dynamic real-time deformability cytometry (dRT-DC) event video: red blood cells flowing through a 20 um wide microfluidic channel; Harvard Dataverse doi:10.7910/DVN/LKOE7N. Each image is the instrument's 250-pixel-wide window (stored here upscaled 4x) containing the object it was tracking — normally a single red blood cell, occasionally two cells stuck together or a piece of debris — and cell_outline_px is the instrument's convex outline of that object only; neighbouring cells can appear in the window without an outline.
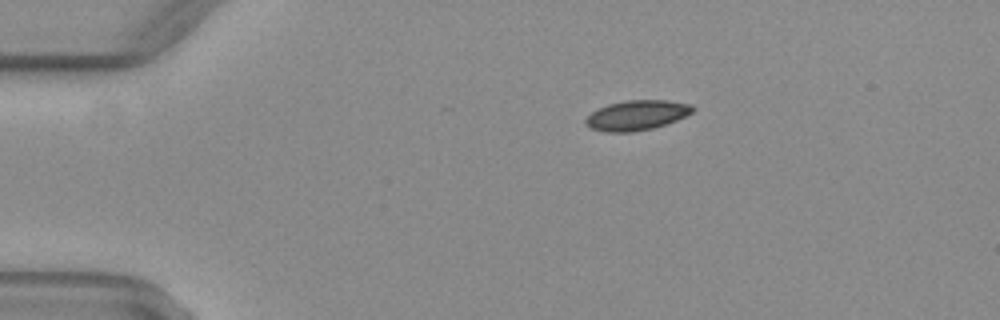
{"species": "common noctule bat (a hibernating species)", "species_latin": "Nyctalus noctula", "temperature_condition": "warm", "stored_images_in_passage": 43, "camera_frame_rate_fps": 3000, "um_per_image_px": 0.085, "animal": {"sex": "female", "body_mass_g": 29.2, "forearm_length_mm": 56.3}, "frame": {"image": 1, "passage_image": 1, "time_ms": 0.0, "image_size_px": [1000, 320], "cell_outline_px": [[696, 108], [692, 112], [676, 120], [652, 128], [632, 132], [604, 132], [592, 128], [584, 120], [592, 112], [608, 104], [628, 100], [664, 100], [692, 104]], "centroid_in_image_um": [54.14, 9.79], "position_along_channel_um": 30.9, "area_um2": 18.38}}
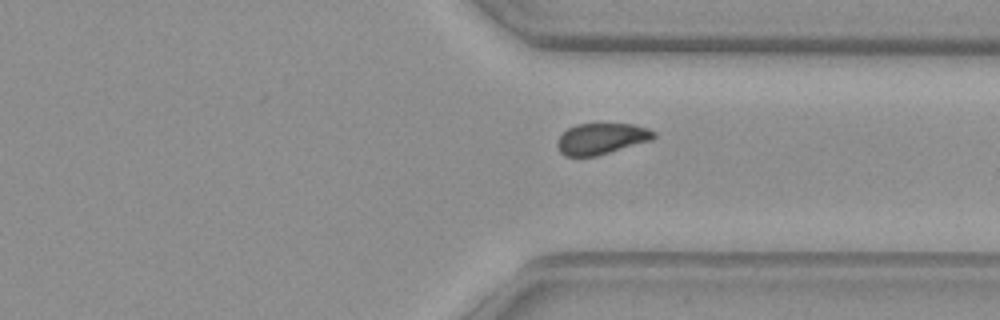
{"frame": {"image": 2, "passage_image": 30, "time_ms": 9.667, "image_size_px": [1000, 320], "cell_outline_px": [[656, 136], [652, 140], [596, 156], [564, 156], [560, 152], [556, 144], [556, 140], [568, 128], [576, 124], [632, 124], [648, 128], [656, 132]], "centroid_in_image_um": [51.12, 11.79], "position_along_channel_um": 360.3, "area_um2": 17.51}}
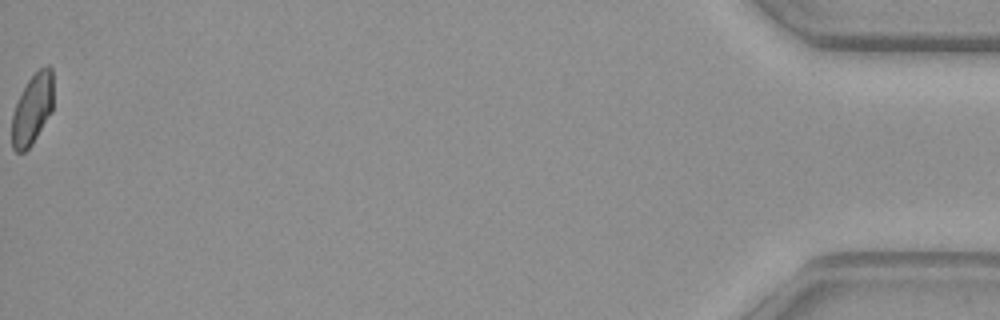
{"frame": {"image": 3, "passage_image": 43, "time_ms": 14.0, "image_size_px": [1000, 320], "cell_outline_px": [[52, 112], [32, 144], [24, 152], [16, 152], [12, 148], [12, 112], [28, 80], [40, 68], [48, 64], [52, 68]], "centroid_in_image_um": [2.75, 9.29], "position_along_channel_um": 432.5, "area_um2": 16.94}, "authors_computed_cell_mechanics": {"area_um2": 18.3804, "velocity_mm_per_s": 4.0338, "shape_relaxation_time_tau1_ms": null, "shape_relaxation_time_tau2_ms": 1.5631, "deformation_change_tau1": null, "deformation_change_tau2": 0.0522}}